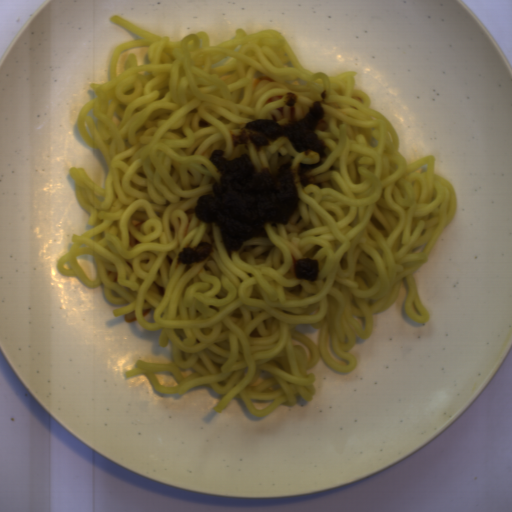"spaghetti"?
<instances>
[{"label":"spaghetti","instance_id":"obj_1","mask_svg":"<svg viewBox=\"0 0 512 512\" xmlns=\"http://www.w3.org/2000/svg\"><path fill=\"white\" fill-rule=\"evenodd\" d=\"M108 19L141 38L88 84L77 132L107 174L103 187L69 168L94 228L55 268L171 342V363L140 358L125 380L179 397L209 385L217 413L241 399L262 418L313 400L320 357L353 371L356 337L403 280L407 317L428 323L414 273L457 193L435 156L399 153L357 72L304 68L276 29L211 45L204 30L171 40Z\"/></svg>","mask_w":512,"mask_h":512}]
</instances>
